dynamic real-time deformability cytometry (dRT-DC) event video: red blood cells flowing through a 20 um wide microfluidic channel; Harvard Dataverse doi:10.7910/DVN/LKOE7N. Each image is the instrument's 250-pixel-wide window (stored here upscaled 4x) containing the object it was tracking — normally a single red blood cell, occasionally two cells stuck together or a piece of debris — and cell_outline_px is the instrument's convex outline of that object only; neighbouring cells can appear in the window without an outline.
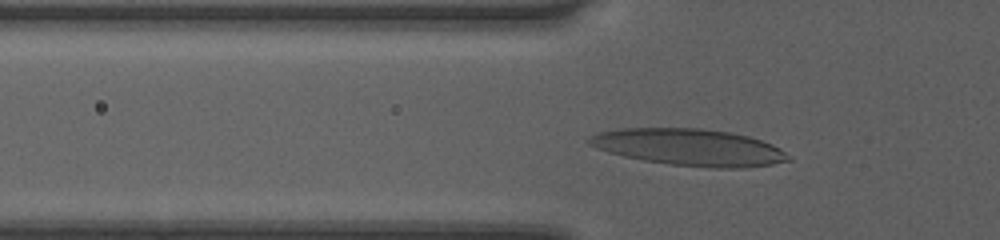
{"species": "human", "species_latin": "Homo sapiens", "temperature_condition": "room temperature", "stored_images_in_passage": 41, "camera_frame_rate_fps": 3000, "um_per_image_px": 0.085, "donor": {"sex": "female"}, "frame": {"image": 1, "passage_image": 13, "time_ms": 4.0, "image_size_px": [1000, 240], "cell_outline_px": [[792, 160], [772, 164], [744, 168], [712, 168], [668, 164], [644, 160], [624, 156], [608, 152], [596, 148], [588, 144], [588, 140], [596, 132], [624, 128], [700, 128], [728, 132], [748, 136], [772, 144], [780, 148], [792, 156]], "centroid_in_image_um": [58.62, 12.52], "position_along_channel_um": 67.2, "area_um2": 42.77}}
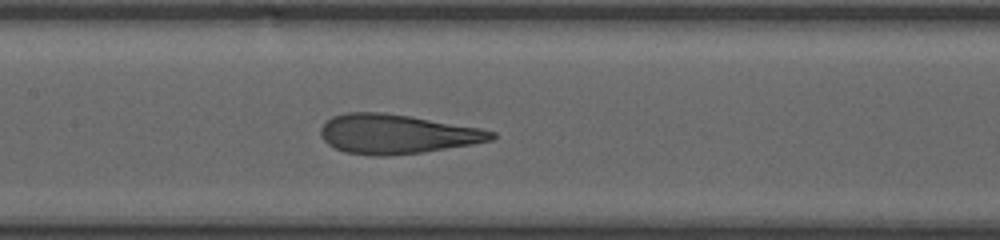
{"frame": {"image": 2, "passage_image": 21, "time_ms": 6.667, "image_size_px": [1000, 240], "cell_outline_px": [[496, 136], [492, 140], [472, 144], [424, 152], [384, 156], [376, 156], [344, 152], [328, 144], [320, 136], [320, 128], [332, 116], [348, 112], [380, 112], [408, 116], [480, 128], [496, 132]], "centroid_in_image_um": [33.7, 11.4], "position_along_channel_um": 173.7, "area_um2": 38.96}}
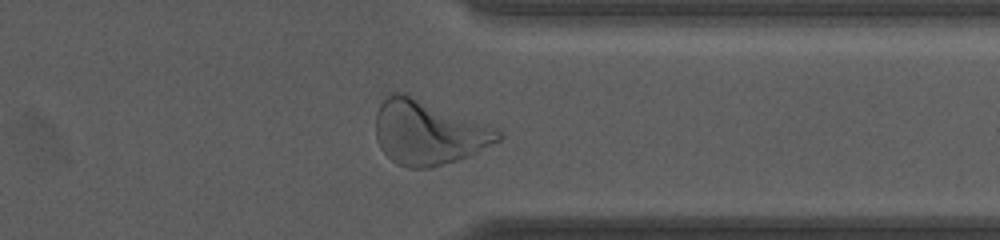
{"frame": {"image": 3, "passage_image": 36, "time_ms": 11.667, "image_size_px": [1000, 240], "cell_outline_px": [[504, 136], [500, 140], [468, 156], [432, 168], [408, 168], [396, 164], [380, 148], [376, 136], [376, 112], [384, 96], [392, 92], [404, 92], [500, 128]], "centroid_in_image_um": [36.42, 11.24], "position_along_channel_um": 375.0, "area_um2": 46.47}, "authors_computed_cell_mechanics": {"area_um2": 38.9572, "velocity_mm_per_s": 4.0619, "shape_relaxation_time_tau1_ms": 3.3608, "shape_relaxation_time_tau2_ms": 0.8012, "deformation_change_tau1": 0.2112, "deformation_change_tau2": 0.1025}}